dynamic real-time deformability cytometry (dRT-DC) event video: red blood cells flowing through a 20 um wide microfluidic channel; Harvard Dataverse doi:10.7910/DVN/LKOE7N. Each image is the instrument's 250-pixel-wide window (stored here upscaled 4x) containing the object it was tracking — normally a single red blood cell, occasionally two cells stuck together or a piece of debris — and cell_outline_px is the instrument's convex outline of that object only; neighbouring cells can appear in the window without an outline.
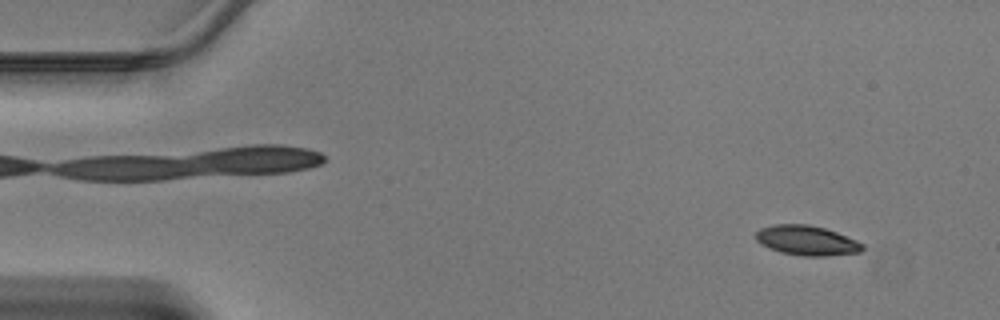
{"species": "Egyptian fruit bat (a non-hibernating species)", "species_latin": "Rousettus aegyptiacus", "temperature_condition": "warm", "stored_images_in_passage": 45, "camera_frame_rate_fps": 3000, "um_per_image_px": 0.085, "animal": {"sex": "male"}, "frame": {"image": 1, "passage_image": 3, "time_ms": 0.667, "image_size_px": [1000, 320], "cell_outline_px": [[864, 248], [860, 252], [824, 256], [804, 256], [780, 252], [768, 248], [760, 244], [756, 240], [756, 232], [760, 228], [776, 224], [808, 224], [824, 228], [836, 232], [856, 240], [864, 244]], "centroid_in_image_um": [68.55, 20.44], "position_along_channel_um": 16.4, "area_um2": 18.5}}
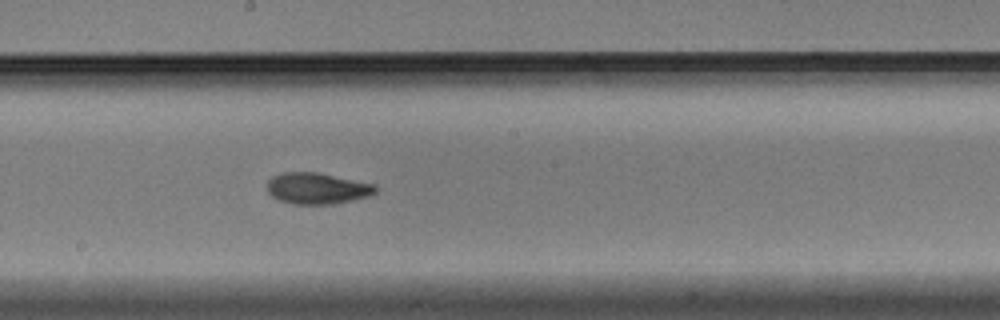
{"frame": {"image": 2, "passage_image": 24, "time_ms": 7.667, "image_size_px": [1000, 320], "cell_outline_px": [[380, 188], [376, 192], [368, 196], [352, 200], [332, 204], [292, 204], [280, 200], [272, 196], [268, 192], [268, 180], [272, 176], [280, 172], [316, 172], [376, 184]], "centroid_in_image_um": [26.97, 16.0], "position_along_channel_um": 221.2, "area_um2": 19.83}}
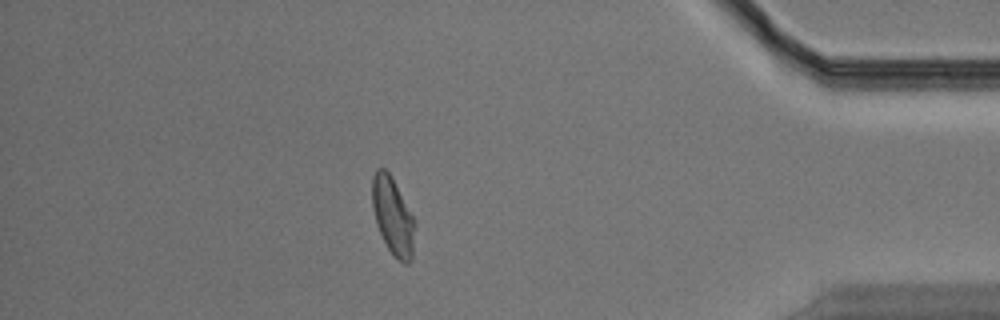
{"frame": {"image": 3, "passage_image": 39, "time_ms": 12.667, "image_size_px": [1000, 320], "cell_outline_px": [[416, 224], [412, 260], [408, 264], [404, 264], [388, 248], [376, 224], [372, 208], [372, 176], [376, 168], [384, 168], [388, 172], [412, 216]], "centroid_in_image_um": [33.38, 18.39], "position_along_channel_um": 401.8, "area_um2": 18.9}}